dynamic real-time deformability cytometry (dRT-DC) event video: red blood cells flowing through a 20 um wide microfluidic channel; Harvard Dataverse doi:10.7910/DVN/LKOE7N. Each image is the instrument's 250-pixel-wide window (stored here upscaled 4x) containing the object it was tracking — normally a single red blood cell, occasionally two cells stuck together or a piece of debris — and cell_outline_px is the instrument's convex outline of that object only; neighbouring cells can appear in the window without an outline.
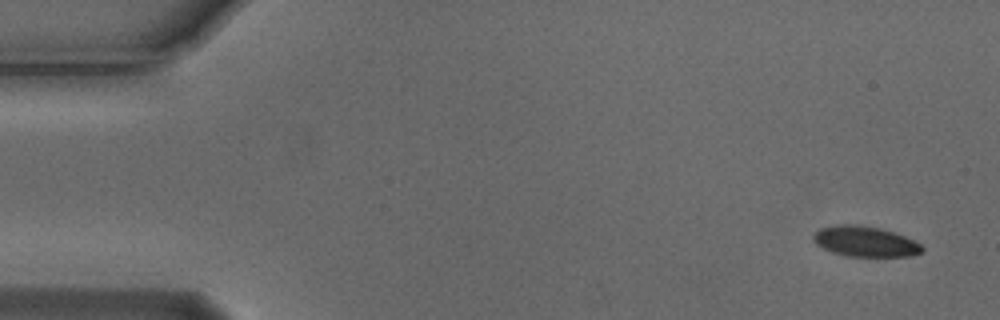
{"species": "Egyptian fruit bat (a non-hibernating species)", "species_latin": "Rousettus aegyptiacus", "temperature_condition": "cold", "stored_images_in_passage": 5, "camera_frame_rate_fps": 3000, "um_per_image_px": 0.085, "animal": {"sex": "male"}, "frame": {"image": 1, "passage_image": 1, "time_ms": 0.0, "image_size_px": [1000, 320], "cell_outline_px": [[924, 252], [908, 256], [848, 256], [832, 252], [816, 244], [812, 240], [812, 236], [820, 228], [836, 224], [856, 224], [880, 228], [904, 236], [920, 244], [924, 248]], "centroid_in_image_um": [73.51, 20.52], "position_along_channel_um": 11.5, "area_um2": 19.19}}
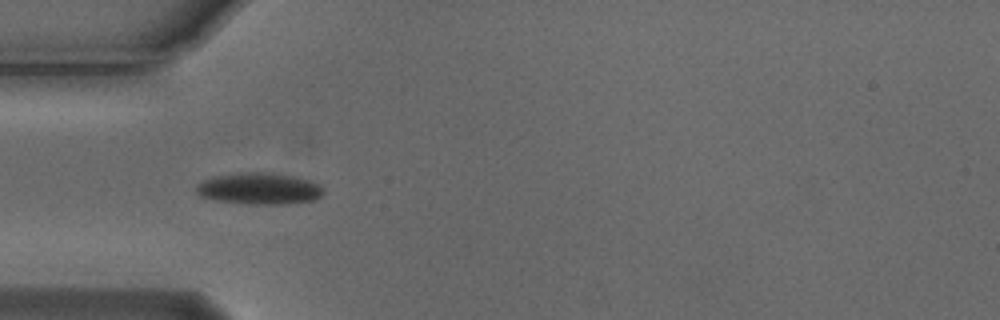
{"frame": {"image": 2, "passage_image": 5, "time_ms": 1.333, "image_size_px": [1000, 320], "cell_outline_px": [[324, 192], [320, 196], [312, 200], [288, 204], [248, 204], [216, 200], [200, 196], [196, 192], [196, 184], [212, 176], [240, 172], [272, 172], [292, 176], [308, 180], [320, 184], [324, 188]], "centroid_in_image_um": [22.02, 16.02], "position_along_channel_um": 63.0, "area_um2": 23.58}}